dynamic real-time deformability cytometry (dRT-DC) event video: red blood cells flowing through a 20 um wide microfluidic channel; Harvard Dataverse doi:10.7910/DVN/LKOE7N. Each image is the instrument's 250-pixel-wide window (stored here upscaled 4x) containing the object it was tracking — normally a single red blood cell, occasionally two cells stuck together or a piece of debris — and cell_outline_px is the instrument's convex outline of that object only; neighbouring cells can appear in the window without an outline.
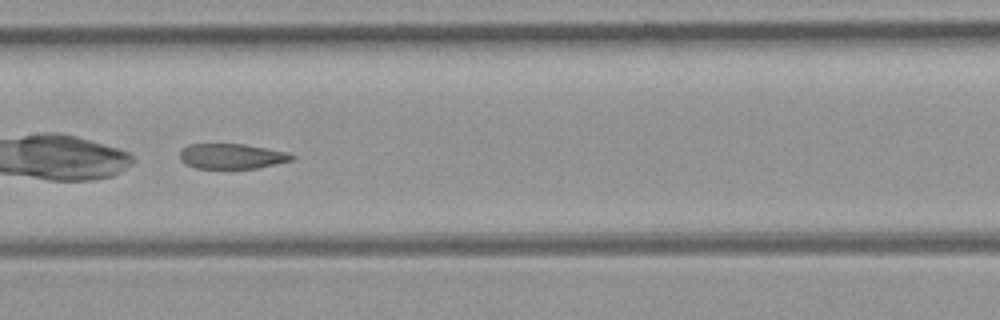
{"species": "common noctule bat (a hibernating species)", "species_latin": "Nyctalus noctula", "temperature_condition": "room temperature", "stored_images_in_passage": 32, "camera_frame_rate_fps": 3000, "um_per_image_px": 0.085, "animal": {"sex": "female", "body_mass_g": 21.9}, "frame": {"image": 1, "passage_image": 10, "time_ms": 3.0, "image_size_px": [1000, 320], "cell_outline_px": [[296, 156], [292, 160], [256, 168], [196, 168], [180, 160], [180, 152], [188, 144], [244, 144], [288, 152]], "centroid_in_image_um": [19.71, 13.27], "position_along_channel_um": 187.7, "area_um2": 16.24}}
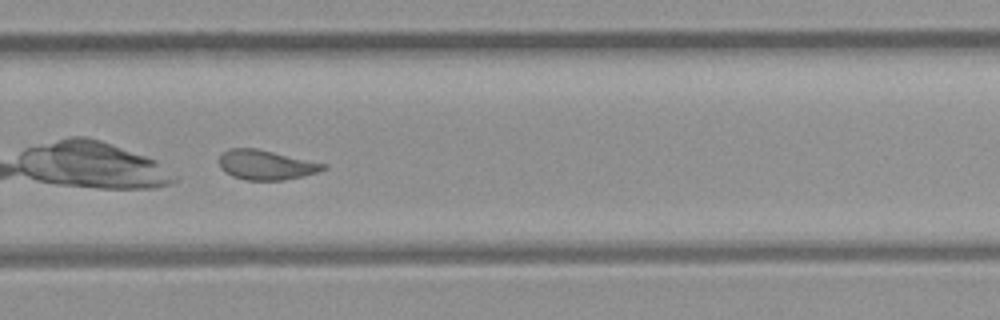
{"frame": {"image": 2, "passage_image": 19, "time_ms": 6.0, "image_size_px": [1000, 320], "cell_outline_px": [[328, 168], [304, 176], [284, 180], [248, 180], [232, 176], [224, 172], [220, 168], [220, 156], [228, 148], [256, 148], [328, 164]], "centroid_in_image_um": [22.62, 14.02], "position_along_channel_um": 307.2, "area_um2": 18.03}, "authors_computed_cell_mechanics": {"area_um2": 18.207, "velocity_mm_per_s": 4.0004, "shape_relaxation_time_tau1_ms": null, "shape_relaxation_time_tau2_ms": 2.6381, "deformation_change_tau1": null, "deformation_change_tau2": 0.0902}}